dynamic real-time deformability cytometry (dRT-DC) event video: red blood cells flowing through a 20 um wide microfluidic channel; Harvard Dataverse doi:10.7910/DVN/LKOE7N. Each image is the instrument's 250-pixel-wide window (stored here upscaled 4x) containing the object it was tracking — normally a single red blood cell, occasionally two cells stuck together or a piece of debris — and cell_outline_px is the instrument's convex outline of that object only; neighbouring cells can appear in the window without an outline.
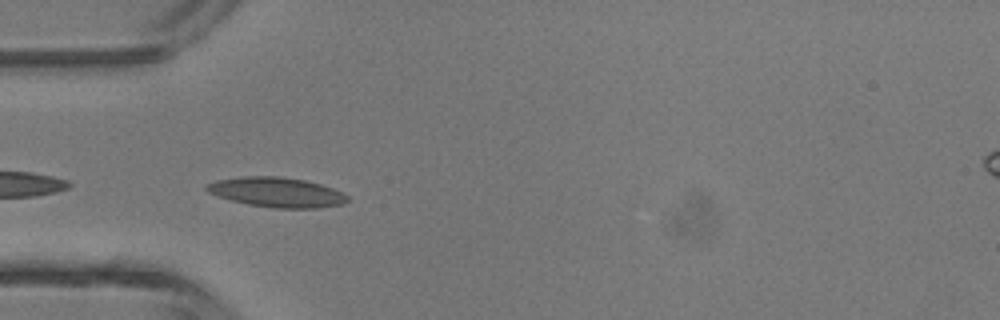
{"species": "common noctule bat (a hibernating species)", "species_latin": "Nyctalus noctula", "temperature_condition": "room temperature", "stored_images_in_passage": 5, "camera_frame_rate_fps": 3000, "um_per_image_px": 0.085, "animal": {"sex": "male", "body_mass_g": 13.3}, "frame": {"image": 1, "passage_image": 4, "time_ms": 1.0, "image_size_px": [1000, 320], "cell_outline_px": [[348, 200], [344, 204], [316, 208], [276, 208], [248, 204], [216, 196], [208, 192], [204, 188], [204, 184], [216, 180], [244, 176], [280, 176], [304, 180], [320, 184], [332, 188], [348, 196]], "centroid_in_image_um": [23.48, 16.33], "position_along_channel_um": 61.5, "area_um2": 24.45}}
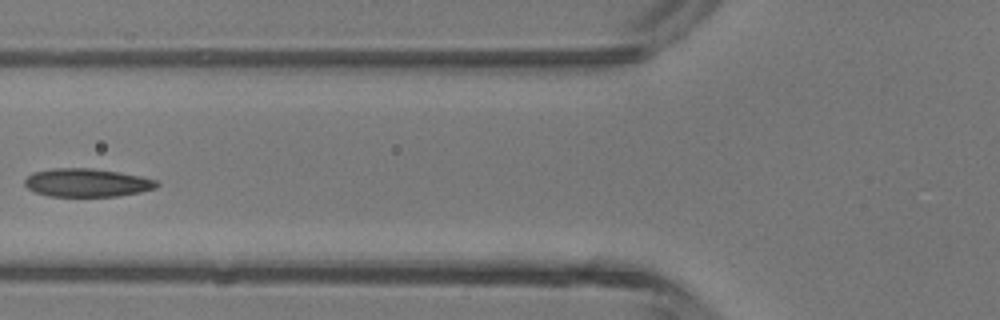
{"frame": {"image": 2, "passage_image": 5, "time_ms": 1.333, "image_size_px": [1000, 320], "cell_outline_px": [[160, 184], [156, 188], [140, 192], [116, 196], [48, 196], [36, 192], [28, 188], [24, 184], [24, 180], [32, 172], [52, 168], [92, 168], [120, 172], [140, 176], [156, 180]], "centroid_in_image_um": [7.38, 15.52], "position_along_channel_um": 118.4, "area_um2": 21.79}}